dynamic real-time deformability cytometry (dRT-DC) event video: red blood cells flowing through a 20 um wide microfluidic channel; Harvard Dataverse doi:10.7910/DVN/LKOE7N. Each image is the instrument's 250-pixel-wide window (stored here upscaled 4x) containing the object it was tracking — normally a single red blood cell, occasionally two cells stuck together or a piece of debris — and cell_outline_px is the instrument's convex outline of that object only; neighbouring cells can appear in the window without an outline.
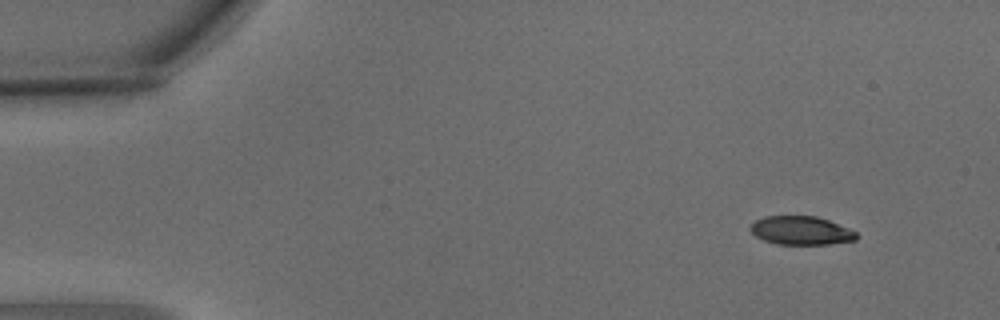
{"species": "common noctule bat (a hibernating species)", "species_latin": "Nyctalus noctula", "temperature_condition": "warm", "stored_images_in_passage": 5, "camera_frame_rate_fps": 3000, "um_per_image_px": 0.085, "animal": {"sex": "male", "body_mass_g": 15.6}, "frame": {"image": 1, "passage_image": 1, "time_ms": 0.0, "image_size_px": [1000, 320], "cell_outline_px": [[856, 240], [828, 244], [776, 244], [764, 240], [756, 236], [748, 228], [756, 220], [764, 216], [816, 216], [828, 220], [848, 228], [856, 232]], "centroid_in_image_um": [68.06, 19.59], "position_along_channel_um": 16.9, "area_um2": 17.51}}
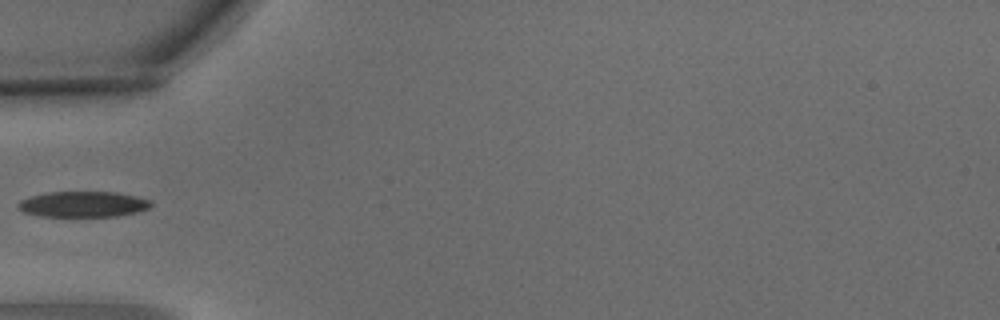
{"frame": {"image": 2, "passage_image": 4, "time_ms": 1.0, "image_size_px": [1000, 320], "cell_outline_px": [[152, 204], [148, 208], [136, 212], [116, 216], [40, 216], [24, 212], [16, 208], [16, 204], [20, 200], [32, 196], [48, 192], [116, 192], [136, 196], [152, 200]], "centroid_in_image_um": [7.04, 17.35], "position_along_channel_um": 78.0, "area_um2": 19.88}}
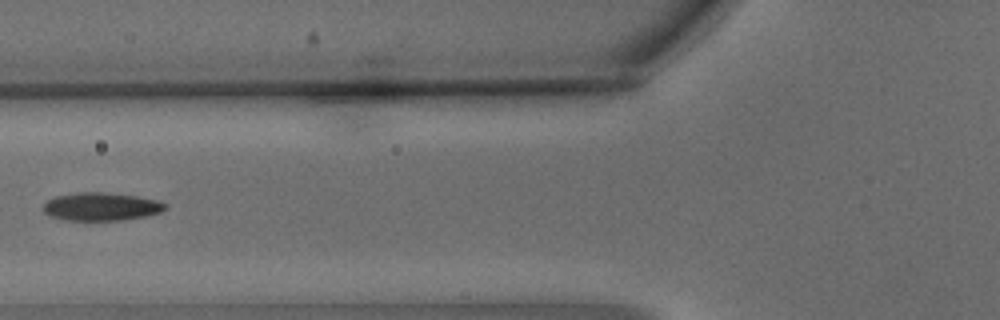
{"frame": {"image": 3, "passage_image": 5, "time_ms": 1.333, "image_size_px": [1000, 320], "cell_outline_px": [[168, 208], [160, 212], [144, 216], [124, 220], [64, 220], [48, 216], [44, 212], [44, 204], [48, 200], [56, 196], [76, 192], [104, 192], [136, 196], [160, 200], [168, 204]], "centroid_in_image_um": [8.62, 17.56], "position_along_channel_um": 117.2, "area_um2": 20.11}}